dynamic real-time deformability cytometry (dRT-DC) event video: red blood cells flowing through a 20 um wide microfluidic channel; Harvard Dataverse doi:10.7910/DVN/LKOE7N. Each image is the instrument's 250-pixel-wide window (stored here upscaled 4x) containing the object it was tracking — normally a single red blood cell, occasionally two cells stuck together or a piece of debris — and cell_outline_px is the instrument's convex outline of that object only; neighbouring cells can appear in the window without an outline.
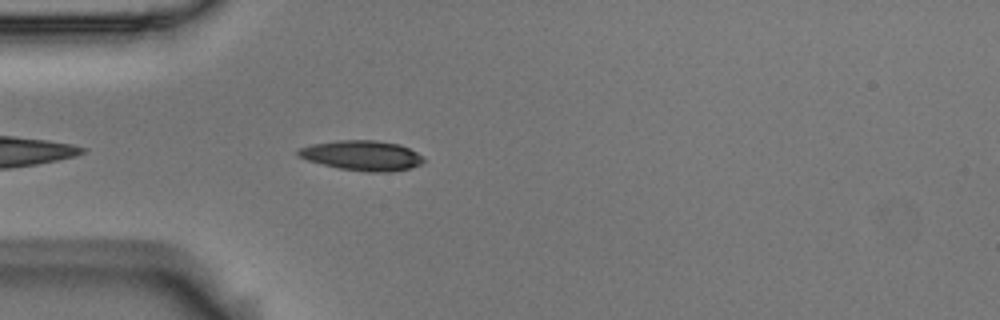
{"species": "Egyptian fruit bat (a non-hibernating species)", "species_latin": "Rousettus aegyptiacus", "temperature_condition": "room temperature", "stored_images_in_passage": 28, "camera_frame_rate_fps": 3000, "um_per_image_px": 0.085, "animal": {"sex": "male"}, "frame": {"image": 1, "passage_image": 4, "time_ms": 1.0, "image_size_px": [1000, 320], "cell_outline_px": [[424, 160], [420, 164], [412, 168], [388, 172], [368, 172], [340, 168], [308, 160], [296, 156], [296, 152], [300, 148], [312, 144], [336, 140], [376, 140], [400, 144], [424, 156]], "centroid_in_image_um": [30.79, 13.21], "position_along_channel_um": 54.2, "area_um2": 21.91}}
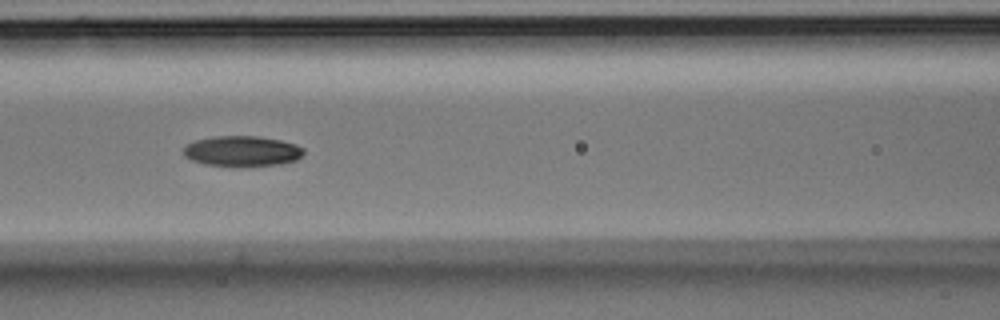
{"frame": {"image": 2, "passage_image": 12, "time_ms": 3.667, "image_size_px": [1000, 320], "cell_outline_px": [[304, 152], [296, 160], [280, 164], [204, 164], [192, 160], [184, 156], [184, 148], [188, 144], [196, 140], [212, 136], [260, 136], [280, 140], [296, 144], [304, 148]], "centroid_in_image_um": [20.59, 12.8], "position_along_channel_um": 146.0, "area_um2": 20.63}}
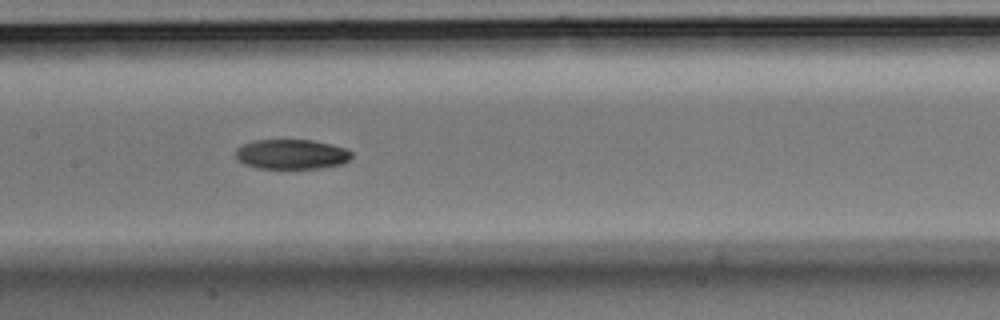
{"frame": {"image": 3, "passage_image": 15, "time_ms": 4.667, "image_size_px": [1000, 320], "cell_outline_px": [[352, 156], [344, 164], [320, 168], [256, 168], [244, 164], [236, 160], [236, 148], [244, 144], [256, 140], [312, 140], [332, 144], [348, 148], [352, 152]], "centroid_in_image_um": [24.81, 13.11], "position_along_channel_um": 182.6, "area_um2": 20.35}}